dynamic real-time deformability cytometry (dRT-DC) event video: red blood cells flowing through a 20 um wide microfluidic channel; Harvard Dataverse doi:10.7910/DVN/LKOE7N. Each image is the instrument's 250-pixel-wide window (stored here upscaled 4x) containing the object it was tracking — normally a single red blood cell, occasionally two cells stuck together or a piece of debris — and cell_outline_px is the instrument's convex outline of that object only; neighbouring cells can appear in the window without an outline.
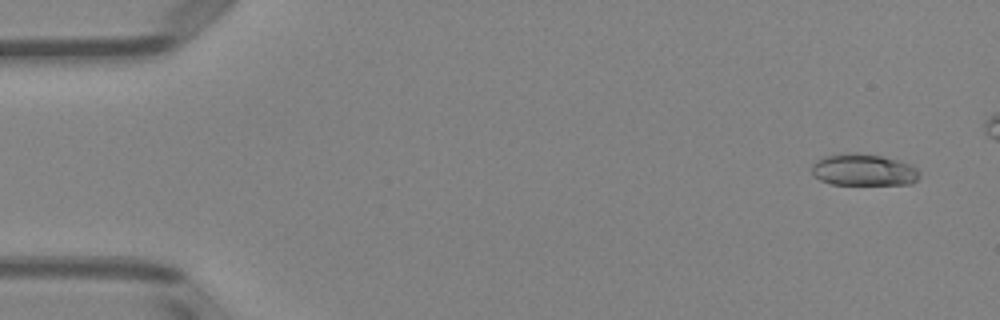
{"species": "Egyptian fruit bat (a non-hibernating species)", "species_latin": "Rousettus aegyptiacus", "temperature_condition": "room temperature", "stored_images_in_passage": 5, "camera_frame_rate_fps": 3000, "um_per_image_px": 0.085, "animal": {"sex": "female"}, "frame": {"image": 1, "passage_image": 1, "time_ms": 0.0, "image_size_px": [1000, 320], "cell_outline_px": [[920, 176], [912, 184], [832, 184], [820, 180], [812, 172], [812, 164], [816, 160], [824, 156], [848, 152], [856, 152], [880, 156], [896, 160], [908, 164], [916, 168], [920, 172]], "centroid_in_image_um": [73.39, 14.43], "position_along_channel_um": 11.6, "area_um2": 19.88}}